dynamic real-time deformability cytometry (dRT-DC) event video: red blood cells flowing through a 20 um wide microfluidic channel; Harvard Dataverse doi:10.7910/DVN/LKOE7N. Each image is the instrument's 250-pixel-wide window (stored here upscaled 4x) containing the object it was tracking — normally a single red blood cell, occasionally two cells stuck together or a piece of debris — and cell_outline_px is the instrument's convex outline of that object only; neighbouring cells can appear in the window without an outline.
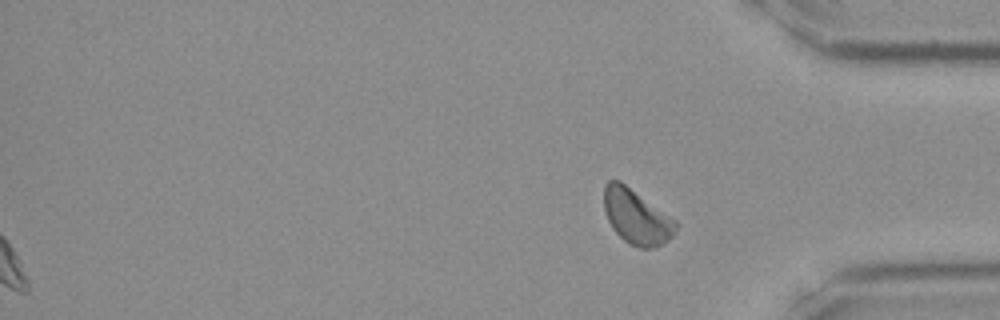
{"species": "Egyptian fruit bat (a non-hibernating species)", "species_latin": "Rousettus aegyptiacus", "temperature_condition": "room temperature", "stored_images_in_passage": 29, "segment_of_instrument_passage": [2, 2], "camera_frame_rate_fps": 3000, "um_per_image_px": 0.085, "frame": {"image": 1, "passage_image": 29, "time_ms": 9.333, "image_size_px": [1000, 320], "cell_outline_px": [[676, 232], [672, 236], [656, 248], [640, 248], [628, 244], [612, 228], [604, 212], [604, 184], [608, 180], [620, 180], [676, 220]], "centroid_in_image_um": [54.08, 18.42], "position_along_channel_um": 381.1, "area_um2": 22.95}}